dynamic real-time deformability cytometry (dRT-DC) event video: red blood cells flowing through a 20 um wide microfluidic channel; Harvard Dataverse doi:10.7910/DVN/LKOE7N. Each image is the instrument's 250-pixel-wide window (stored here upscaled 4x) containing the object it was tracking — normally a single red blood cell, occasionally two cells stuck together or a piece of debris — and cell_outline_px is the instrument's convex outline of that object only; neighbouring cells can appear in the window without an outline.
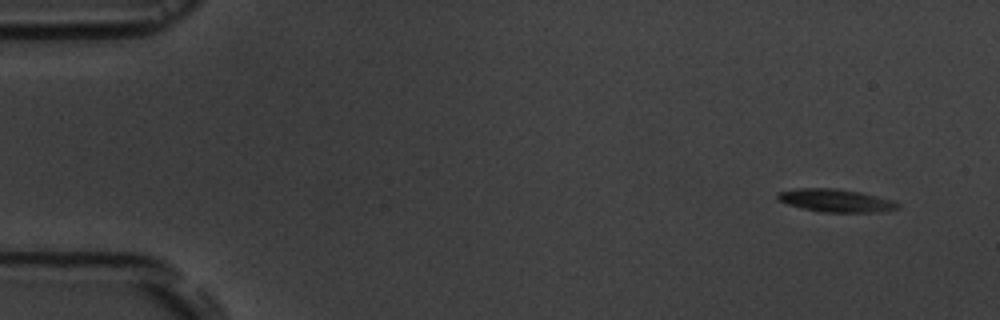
{"species": "common noctule bat (a hibernating species)", "species_latin": "Nyctalus noctula", "temperature_condition": "room temperature", "stored_images_in_passage": 8, "camera_frame_rate_fps": 3000, "um_per_image_px": 0.085, "animal": {"sex": "male", "body_mass_g": 19.5, "forearm_length_mm": 54.6}, "frame": {"image": 1, "passage_image": 1, "time_ms": 0.0, "image_size_px": [1000, 320], "cell_outline_px": [[900, 208], [884, 212], [820, 212], [800, 208], [776, 200], [776, 192], [796, 188], [836, 188], [860, 192], [892, 200], [900, 204]], "centroid_in_image_um": [71.01, 17.05], "position_along_channel_um": 14.0, "area_um2": 16.3}}
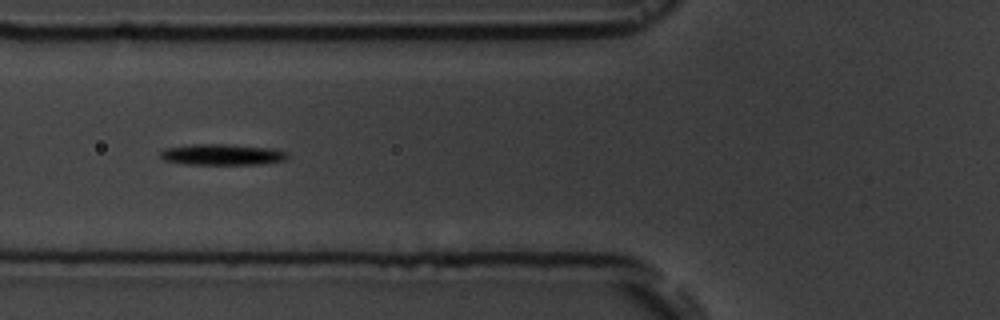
{"frame": {"image": 2, "passage_image": 6, "time_ms": 6.0, "image_size_px": [1000, 320], "cell_outline_px": [[288, 156], [284, 160], [260, 164], [184, 164], [164, 160], [160, 156], [160, 152], [164, 148], [192, 144], [228, 144], [272, 148], [288, 152]], "centroid_in_image_um": [18.87, 13.13], "position_along_channel_um": 106.9, "area_um2": 15.61}}
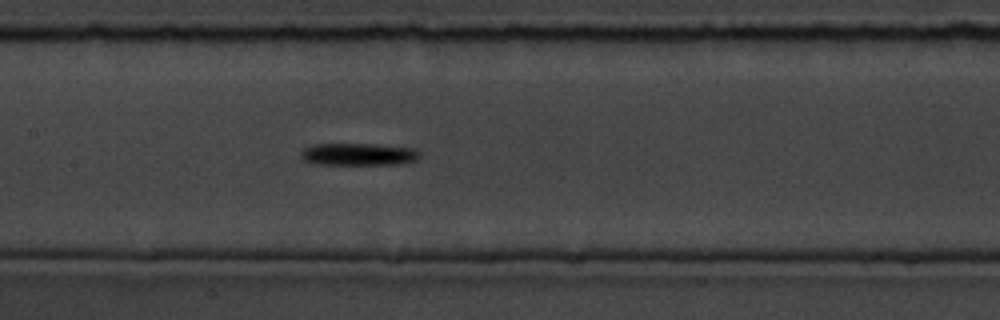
{"frame": {"image": 3, "passage_image": 8, "time_ms": 8.0, "image_size_px": [1000, 320], "cell_outline_px": [[420, 156], [416, 160], [396, 164], [312, 164], [304, 160], [300, 156], [300, 152], [304, 148], [312, 144], [376, 144], [416, 148]], "centroid_in_image_um": [30.44, 13.1], "position_along_channel_um": 177.0, "area_um2": 15.49}}